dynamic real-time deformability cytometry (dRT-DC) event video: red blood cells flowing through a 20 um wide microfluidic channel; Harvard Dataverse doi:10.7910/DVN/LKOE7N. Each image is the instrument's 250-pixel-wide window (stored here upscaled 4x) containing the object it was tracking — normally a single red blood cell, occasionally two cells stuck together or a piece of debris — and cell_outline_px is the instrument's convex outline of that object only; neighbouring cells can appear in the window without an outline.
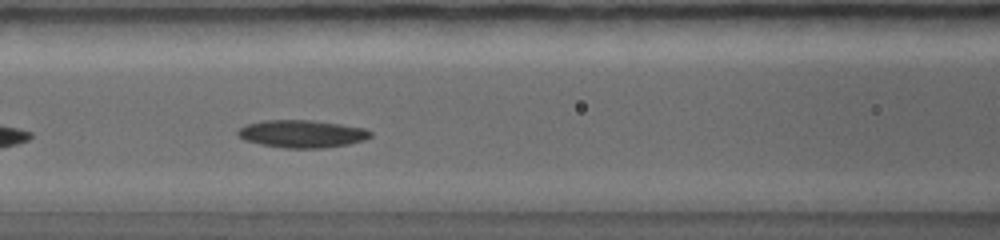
{"species": "common noctule bat (a hibernating species)", "species_latin": "Nyctalus noctula", "temperature_condition": "warm", "stored_images_in_passage": 7, "camera_frame_rate_fps": 5000, "um_per_image_px": 0.085, "animal": {"sex": "female", "body_mass_g": 19.0, "forearm_length_mm": 56.7}, "frame": {"image": 1, "passage_image": 6, "time_ms": 2.0, "image_size_px": [1000, 240], "cell_outline_px": [[372, 136], [364, 140], [348, 144], [324, 148], [284, 148], [260, 144], [244, 140], [236, 132], [240, 128], [248, 124], [264, 120], [312, 120], [340, 124], [364, 128], [372, 132]], "centroid_in_image_um": [25.68, 11.38], "position_along_channel_um": 140.9, "area_um2": 21.27}}